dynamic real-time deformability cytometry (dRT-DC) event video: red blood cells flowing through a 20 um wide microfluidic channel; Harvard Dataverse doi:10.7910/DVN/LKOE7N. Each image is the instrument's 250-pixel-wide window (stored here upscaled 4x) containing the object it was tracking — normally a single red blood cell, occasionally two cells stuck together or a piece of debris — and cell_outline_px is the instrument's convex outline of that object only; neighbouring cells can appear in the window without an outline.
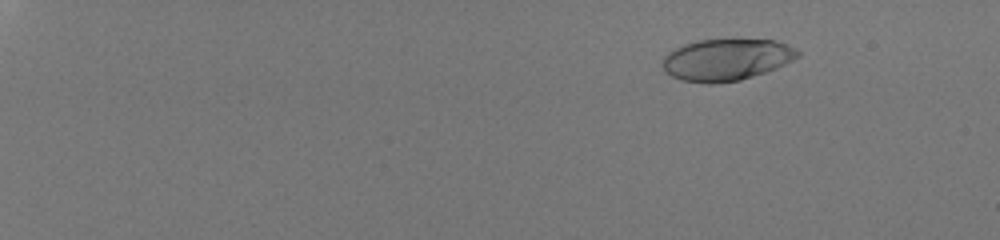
{"species": "human", "species_latin": "Homo sapiens", "temperature_condition": "room temperature", "stored_images_in_passage": 55, "camera_frame_rate_fps": 3000, "um_per_image_px": 0.085, "donor": {"sex": "male"}, "frame": {"image": 1, "passage_image": 9, "time_ms": 2.667, "image_size_px": [1000, 240], "cell_outline_px": [[800, 56], [776, 68], [740, 80], [716, 84], [708, 84], [680, 80], [664, 72], [660, 64], [664, 56], [668, 52], [684, 44], [696, 40], [772, 40], [796, 48], [800, 52]], "centroid_in_image_um": [61.68, 5.09], "position_along_channel_um": 23.3, "area_um2": 32.89}}
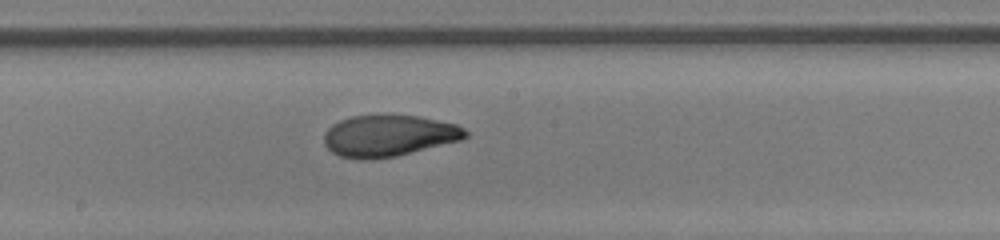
{"frame": {"image": 2, "passage_image": 36, "time_ms": 11.667, "image_size_px": [1000, 240], "cell_outline_px": [[468, 136], [460, 140], [396, 156], [372, 160], [340, 156], [332, 152], [324, 144], [324, 132], [332, 124], [340, 120], [352, 116], [420, 116], [456, 124], [464, 128], [468, 132]], "centroid_in_image_um": [33.03, 11.54], "position_along_channel_um": 215.2, "area_um2": 33.87}}
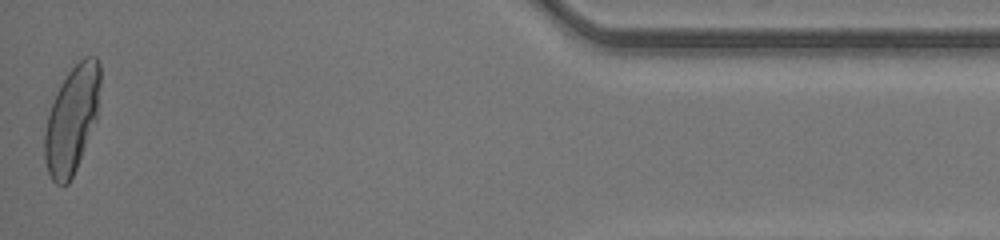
{"frame": {"image": 3, "passage_image": 55, "time_ms": 18.0, "image_size_px": [1000, 240], "cell_outline_px": [[100, 84], [96, 120], [76, 168], [68, 184], [56, 184], [52, 180], [48, 172], [44, 160], [44, 132], [48, 116], [56, 92], [60, 84], [68, 72], [84, 56], [96, 56], [100, 64]], "centroid_in_image_um": [6.1, 10.14], "position_along_channel_um": 429.1, "area_um2": 34.39}, "authors_computed_cell_mechanics": {"area_um2": 33.813, "velocity_mm_per_s": 4.234, "shape_relaxation_time_tau1_ms": 6.2039, "shape_relaxation_time_tau2_ms": 0.6781, "deformation_change_tau1": 0.2653, "deformation_change_tau2": 0.0537}}